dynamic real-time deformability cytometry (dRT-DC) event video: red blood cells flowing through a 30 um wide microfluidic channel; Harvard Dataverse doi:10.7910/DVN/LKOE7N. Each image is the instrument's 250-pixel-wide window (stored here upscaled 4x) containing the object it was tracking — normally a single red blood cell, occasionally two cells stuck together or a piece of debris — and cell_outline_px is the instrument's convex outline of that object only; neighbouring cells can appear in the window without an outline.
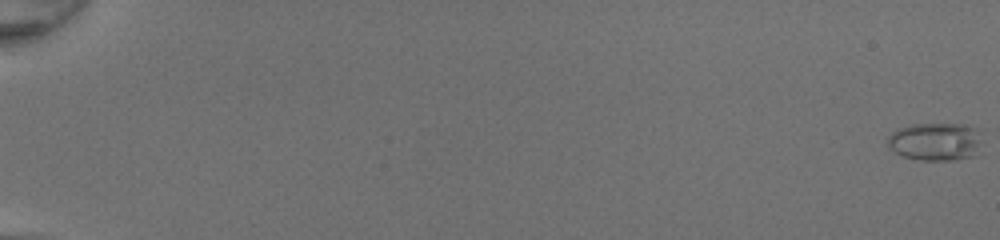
{"species": "common noctule bat (a hibernating species)", "species_latin": "Nyctalus noctula", "temperature_condition": "room temperature", "stored_images_in_passage": 52, "camera_frame_rate_fps": 3000, "um_per_image_px": 0.085, "animal": {"sex": "female", "body_mass_g": 20.0, "forearm_length_mm": 54.0}, "frame": {"image": 1, "passage_image": 1, "time_ms": 0.0, "image_size_px": [1000, 240], "cell_outline_px": [[976, 156], [952, 160], [920, 160], [904, 156], [888, 148], [888, 136], [896, 128], [912, 124], [960, 124], [976, 128]], "centroid_in_image_um": [79.4, 12.04], "position_along_channel_um": 5.6, "area_um2": 20.46}}
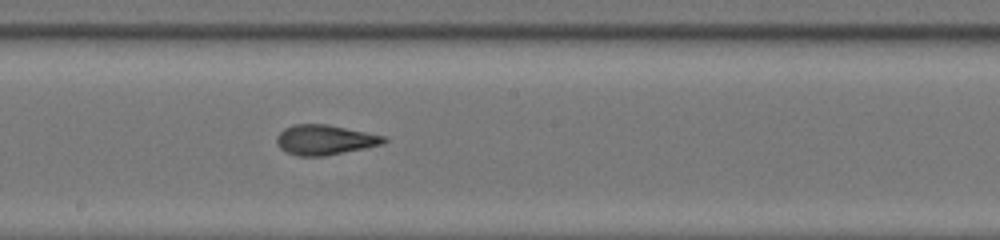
{"frame": {"image": 2, "passage_image": 32, "time_ms": 10.333, "image_size_px": [1000, 240], "cell_outline_px": [[388, 140], [384, 144], [324, 156], [296, 156], [280, 148], [276, 144], [276, 136], [284, 128], [292, 124], [328, 124], [384, 136]], "centroid_in_image_um": [27.58, 11.88], "position_along_channel_um": 220.6, "area_um2": 18.73}}
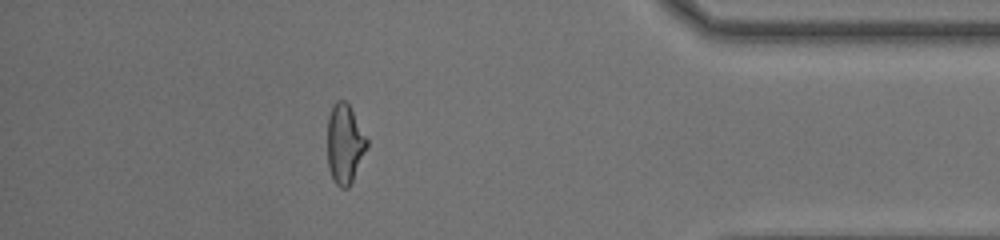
{"frame": {"image": 3, "passage_image": 47, "time_ms": 15.333, "image_size_px": [1000, 240], "cell_outline_px": [[368, 148], [348, 188], [340, 188], [336, 184], [328, 168], [328, 116], [332, 104], [336, 100], [344, 100], [348, 104], [368, 140]], "centroid_in_image_um": [29.3, 12.22], "position_along_channel_um": 405.9, "area_um2": 18.21}, "authors_computed_cell_mechanics": {"area_um2": 19.1318, "velocity_mm_per_s": 4.3195, "shape_relaxation_time_tau1_ms": 8.122, "shape_relaxation_time_tau2_ms": 1.4186, "deformation_change_tau1": 0.2384, "deformation_change_tau2": 0.0874}}